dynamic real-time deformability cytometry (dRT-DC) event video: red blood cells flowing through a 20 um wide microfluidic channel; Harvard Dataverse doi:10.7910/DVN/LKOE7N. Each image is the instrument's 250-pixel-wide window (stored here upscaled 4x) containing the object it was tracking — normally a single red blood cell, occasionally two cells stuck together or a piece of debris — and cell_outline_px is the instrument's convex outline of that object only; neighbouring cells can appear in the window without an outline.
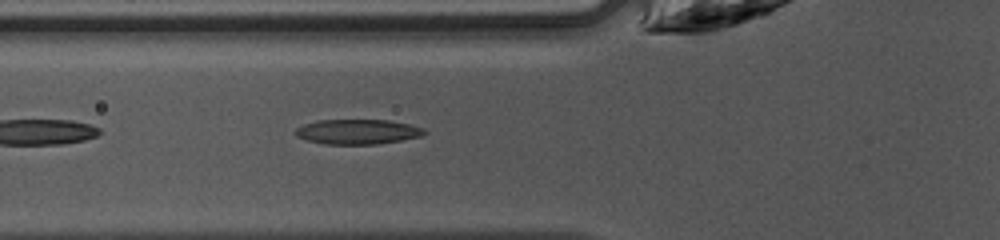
{"species": "common noctule bat (a hibernating species)", "species_latin": "Nyctalus noctula", "temperature_condition": "warm", "stored_images_in_passage": 33, "camera_frame_rate_fps": 3000, "um_per_image_px": 0.085, "animal": {"sex": "female", "body_mass_g": 10.0, "forearm_length_mm": 53.1}, "frame": {"image": 1, "passage_image": 17, "time_ms": 5.333, "image_size_px": [1000, 240], "cell_outline_px": [[428, 132], [424, 136], [376, 144], [324, 144], [308, 140], [296, 136], [296, 128], [304, 124], [316, 120], [388, 120], [408, 124], [424, 128]], "centroid_in_image_um": [30.42, 11.19], "position_along_channel_um": 95.4, "area_um2": 18.67}}
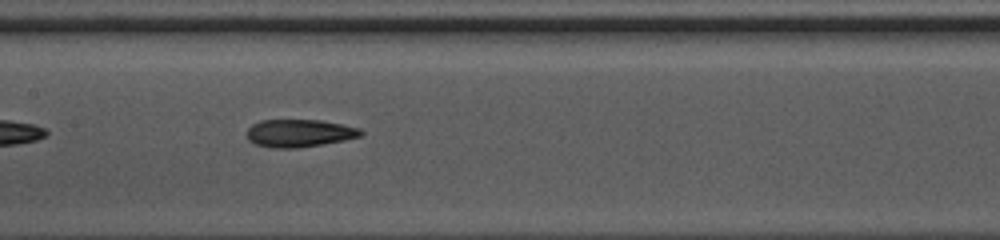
{"frame": {"image": 2, "passage_image": 23, "time_ms": 7.333, "image_size_px": [1000, 240], "cell_outline_px": [[364, 132], [360, 136], [344, 140], [296, 148], [272, 148], [256, 144], [248, 140], [248, 128], [252, 124], [260, 120], [320, 120], [344, 124], [360, 128]], "centroid_in_image_um": [25.45, 11.31], "position_along_channel_um": 182.0, "area_um2": 18.32}}
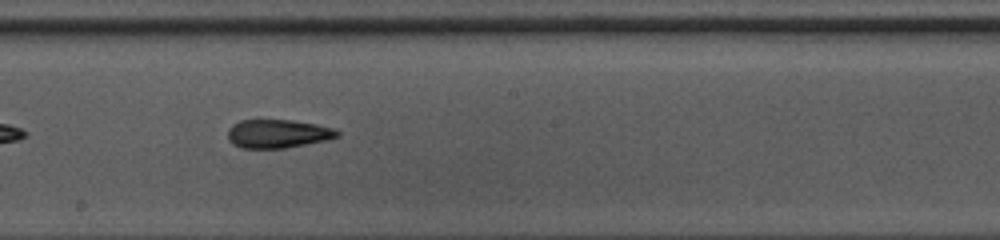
{"frame": {"image": 3, "passage_image": 26, "time_ms": 8.333, "image_size_px": [1000, 240], "cell_outline_px": [[340, 136], [324, 140], [284, 148], [240, 148], [232, 144], [228, 140], [228, 128], [232, 124], [240, 120], [292, 120], [316, 124], [332, 128], [340, 132]], "centroid_in_image_um": [23.56, 11.36], "position_along_channel_um": 224.6, "area_um2": 18.15}}